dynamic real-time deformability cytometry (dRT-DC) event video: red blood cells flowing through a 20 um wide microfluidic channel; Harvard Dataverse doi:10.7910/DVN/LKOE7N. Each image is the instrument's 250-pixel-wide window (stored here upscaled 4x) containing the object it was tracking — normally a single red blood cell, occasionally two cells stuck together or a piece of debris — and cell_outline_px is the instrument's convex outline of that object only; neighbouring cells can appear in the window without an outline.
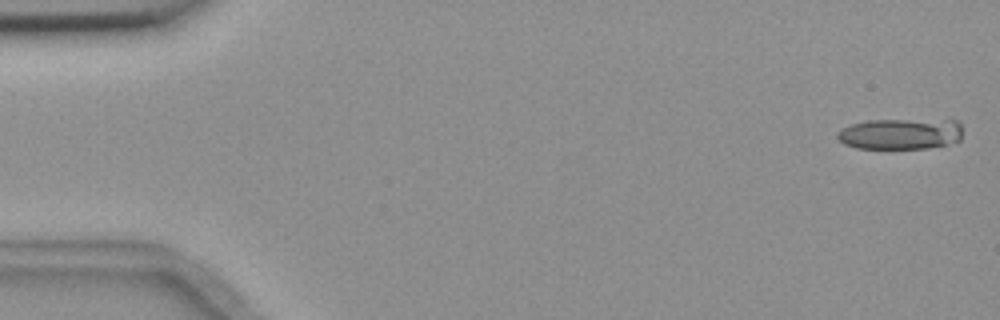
{"species": "common noctule bat (a hibernating species)", "species_latin": "Nyctalus noctula", "temperature_condition": "room temperature", "stored_images_in_passage": 5, "camera_frame_rate_fps": 3000, "um_per_image_px": 0.085, "animal": {"sex": "female", "body_mass_g": 18.4}, "frame": {"image": 1, "passage_image": 1, "time_ms": 0.0, "image_size_px": [1000, 320], "cell_outline_px": [[960, 140], [928, 148], [856, 148], [844, 144], [836, 136], [836, 132], [852, 124], [868, 120], [960, 120]], "centroid_in_image_um": [76.52, 11.37], "position_along_channel_um": 8.5, "area_um2": 22.37}}